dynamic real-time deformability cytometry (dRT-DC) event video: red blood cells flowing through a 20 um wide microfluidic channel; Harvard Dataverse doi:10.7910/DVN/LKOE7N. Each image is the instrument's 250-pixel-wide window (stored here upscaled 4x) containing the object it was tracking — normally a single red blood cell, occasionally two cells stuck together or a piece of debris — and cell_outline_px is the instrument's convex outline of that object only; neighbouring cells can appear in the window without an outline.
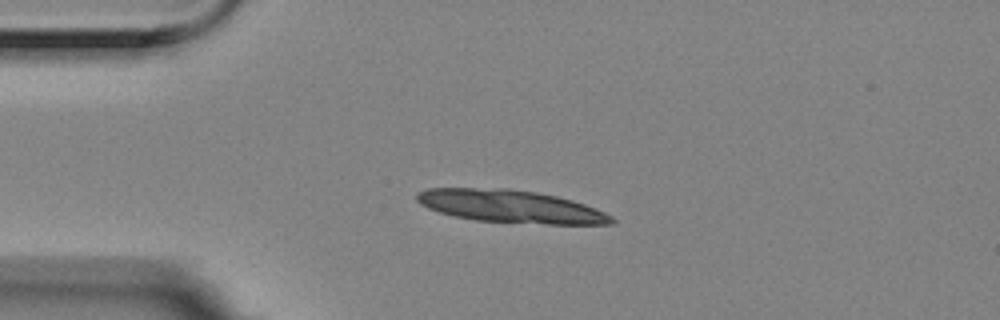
{"species": "Egyptian fruit bat (a non-hibernating species)", "species_latin": "Rousettus aegyptiacus", "temperature_condition": "room temperature", "stored_images_in_passage": 4, "camera_frame_rate_fps": 3000, "um_per_image_px": 0.085, "animal": {"sex": "female"}, "frame": {"image": 1, "passage_image": 3, "time_ms": 0.667, "image_size_px": [1000, 320], "cell_outline_px": [[616, 224], [548, 224], [476, 220], [452, 216], [428, 208], [420, 204], [416, 200], [416, 192], [428, 188], [508, 188], [536, 192], [556, 196], [572, 200], [596, 208], [612, 216], [616, 220]], "centroid_in_image_um": [43.4, 17.54], "position_along_channel_um": 41.6, "area_um2": 37.17}}